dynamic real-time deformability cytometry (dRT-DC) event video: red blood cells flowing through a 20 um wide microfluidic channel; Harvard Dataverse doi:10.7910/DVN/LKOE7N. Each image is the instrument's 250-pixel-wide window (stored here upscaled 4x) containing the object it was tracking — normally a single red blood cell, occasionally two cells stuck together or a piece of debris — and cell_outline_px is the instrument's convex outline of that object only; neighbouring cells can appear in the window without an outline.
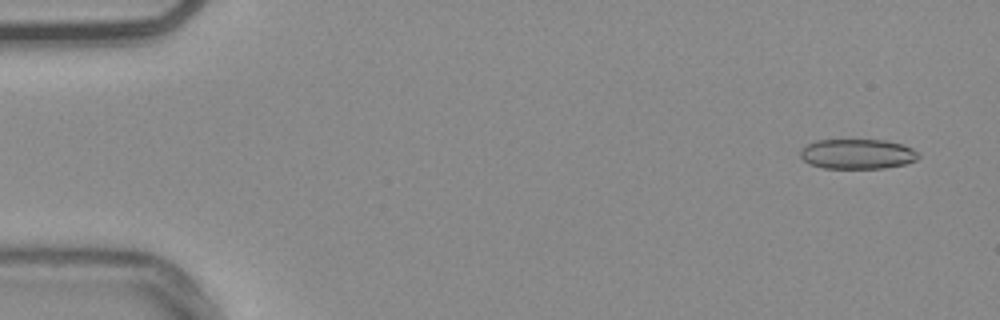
{"species": "common noctule bat (a hibernating species)", "species_latin": "Nyctalus noctula", "temperature_condition": "warm", "stored_images_in_passage": 17, "camera_frame_rate_fps": 3000, "um_per_image_px": 0.085, "animal": {"sex": "male", "body_mass_g": 20.4}, "frame": {"image": 1, "passage_image": 3, "time_ms": 0.667, "image_size_px": [1000, 320], "cell_outline_px": [[920, 156], [916, 160], [904, 164], [884, 168], [824, 168], [808, 164], [800, 156], [800, 148], [816, 140], [884, 140], [900, 144], [912, 148], [920, 152]], "centroid_in_image_um": [72.87, 13.09], "position_along_channel_um": 12.1, "area_um2": 20.69}}
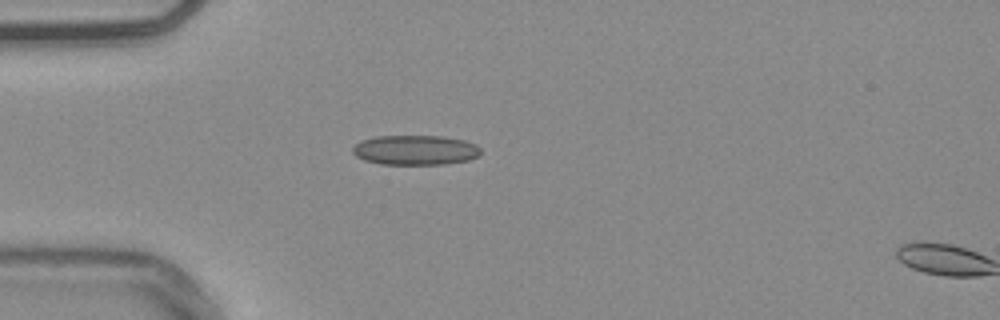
{"frame": {"image": 2, "passage_image": 15, "time_ms": 4.667, "image_size_px": [1000, 320], "cell_outline_px": [[480, 156], [468, 160], [444, 164], [380, 164], [364, 160], [356, 156], [352, 152], [352, 148], [360, 140], [376, 136], [440, 136], [464, 140], [476, 144], [480, 148]], "centroid_in_image_um": [35.29, 12.75], "position_along_channel_um": 49.7, "area_um2": 22.31}}